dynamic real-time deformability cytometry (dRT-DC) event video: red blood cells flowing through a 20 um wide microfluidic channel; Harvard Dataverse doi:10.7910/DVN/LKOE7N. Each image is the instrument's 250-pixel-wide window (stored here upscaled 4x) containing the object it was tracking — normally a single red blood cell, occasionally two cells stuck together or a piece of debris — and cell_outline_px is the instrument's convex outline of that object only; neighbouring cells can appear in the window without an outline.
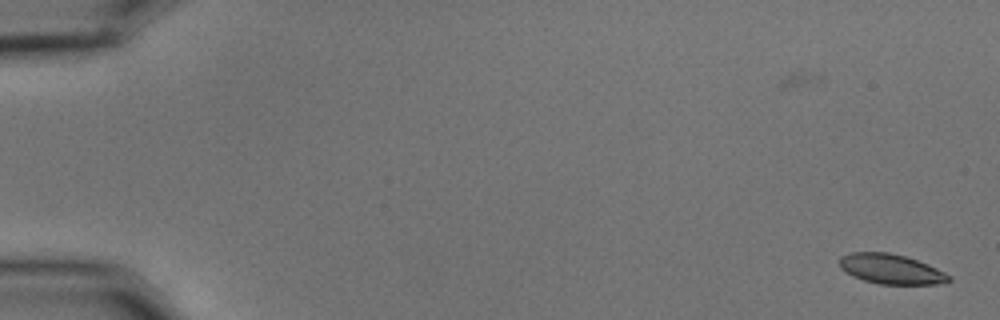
{"species": "common noctule bat (a hibernating species)", "species_latin": "Nyctalus noctula", "temperature_condition": "cold", "stored_images_in_passage": 16, "camera_frame_rate_fps": 3000, "um_per_image_px": 0.085, "animal": {"sex": "male", "body_mass_g": 15.6}, "frame": {"image": 1, "passage_image": 1, "time_ms": 0.0, "image_size_px": [1000, 320], "cell_outline_px": [[952, 280], [936, 284], [880, 284], [864, 280], [852, 276], [844, 272], [840, 268], [840, 256], [852, 252], [888, 252], [904, 256], [928, 264], [952, 276]], "centroid_in_image_um": [75.72, 22.87], "position_along_channel_um": 9.3, "area_um2": 19.02}}
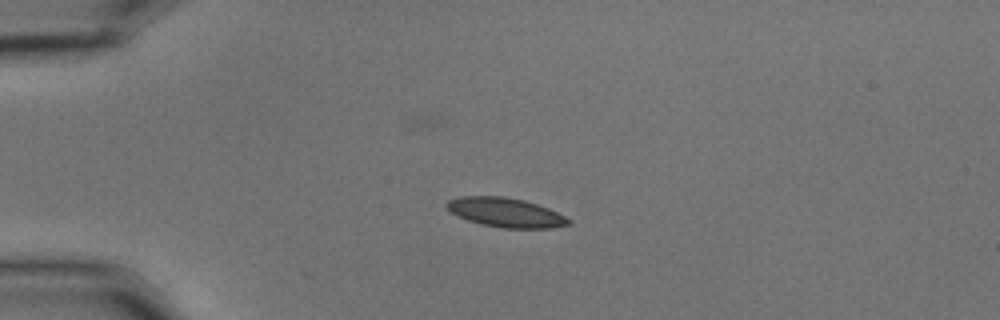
{"frame": {"image": 2, "passage_image": 14, "time_ms": 4.333, "image_size_px": [1000, 320], "cell_outline_px": [[572, 220], [568, 224], [552, 228], [500, 228], [480, 224], [468, 220], [452, 212], [444, 204], [448, 200], [460, 196], [504, 196], [524, 200], [548, 208]], "centroid_in_image_um": [42.97, 18.06], "position_along_channel_um": 42.0, "area_um2": 20.69}}